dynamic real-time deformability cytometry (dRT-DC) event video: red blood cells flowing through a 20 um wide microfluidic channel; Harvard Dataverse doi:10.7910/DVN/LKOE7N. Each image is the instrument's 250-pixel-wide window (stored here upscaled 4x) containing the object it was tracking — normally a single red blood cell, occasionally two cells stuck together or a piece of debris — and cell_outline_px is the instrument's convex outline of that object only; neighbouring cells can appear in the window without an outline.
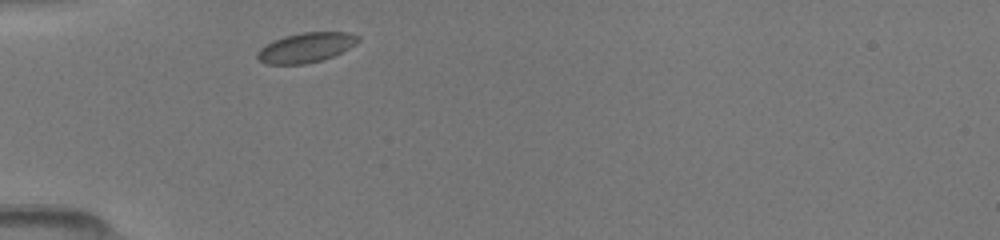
{"species": "common noctule bat (a hibernating species)", "species_latin": "Nyctalus noctula", "temperature_condition": "room temperature", "stored_images_in_passage": 1, "camera_frame_rate_fps": 3000, "um_per_image_px": 0.085, "animal": {"sex": "female", "body_mass_g": 19.5, "forearm_length_mm": 54.1}, "frame": {"image": 1, "passage_image": 1, "time_ms": 0.0, "image_size_px": [1000, 240], "cell_outline_px": [[360, 40], [356, 44], [332, 56], [320, 60], [304, 64], [268, 64], [260, 60], [256, 56], [256, 52], [264, 44], [284, 36], [304, 32], [348, 32], [360, 36]], "centroid_in_image_um": [25.99, 4.03], "position_along_channel_um": 59.0, "area_um2": 17.4}}